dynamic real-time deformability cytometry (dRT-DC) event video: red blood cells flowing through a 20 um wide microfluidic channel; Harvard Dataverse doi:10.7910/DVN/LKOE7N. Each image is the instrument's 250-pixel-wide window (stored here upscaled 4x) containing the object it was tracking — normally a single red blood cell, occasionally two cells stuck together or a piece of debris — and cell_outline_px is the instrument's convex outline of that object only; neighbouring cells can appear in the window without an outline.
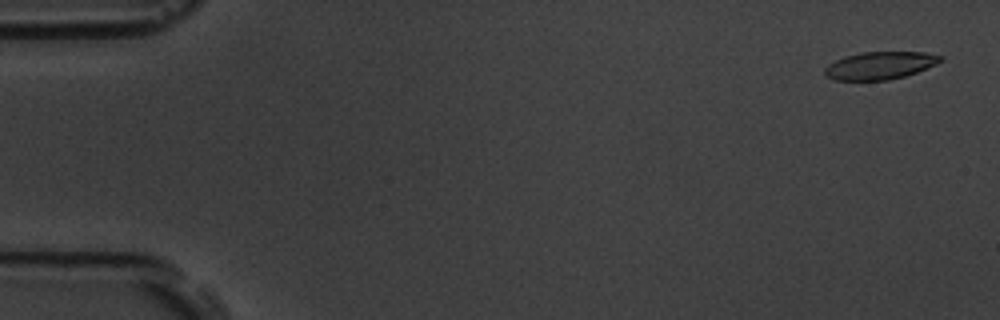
{"species": "common noctule bat (a hibernating species)", "species_latin": "Nyctalus noctula", "temperature_condition": "room temperature", "stored_images_in_passage": 54, "camera_frame_rate_fps": 3000, "um_per_image_px": 0.085, "animal": {"sex": "male", "body_mass_g": 19.5, "forearm_length_mm": 54.6}, "frame": {"image": 1, "passage_image": 2, "time_ms": 0.333, "image_size_px": [1000, 320], "cell_outline_px": [[944, 60], [936, 64], [916, 72], [904, 76], [888, 80], [836, 80], [828, 76], [824, 72], [824, 68], [828, 64], [844, 56], [860, 52], [924, 52], [944, 56]], "centroid_in_image_um": [74.81, 5.55], "position_along_channel_um": 10.2, "area_um2": 18.61}}
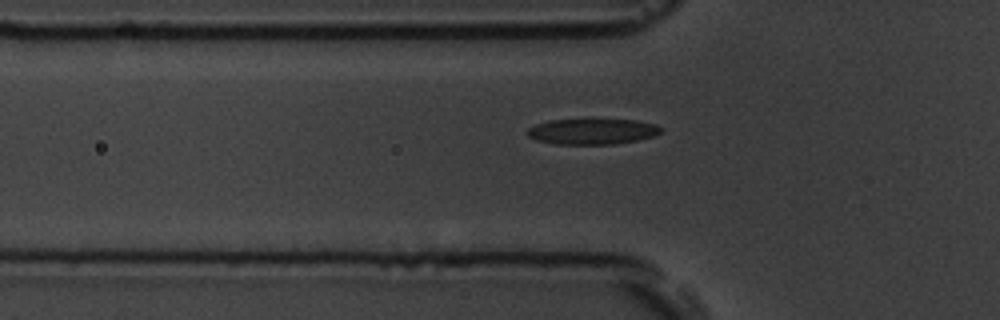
{"frame": {"image": 2, "passage_image": 18, "time_ms": 5.667, "image_size_px": [1000, 320], "cell_outline_px": [[664, 128], [656, 136], [616, 144], [556, 144], [536, 140], [528, 136], [524, 132], [528, 128], [536, 124], [548, 120], [636, 120], [656, 124]], "centroid_in_image_um": [50.34, 11.18], "position_along_channel_um": 75.5, "area_um2": 20.06}}
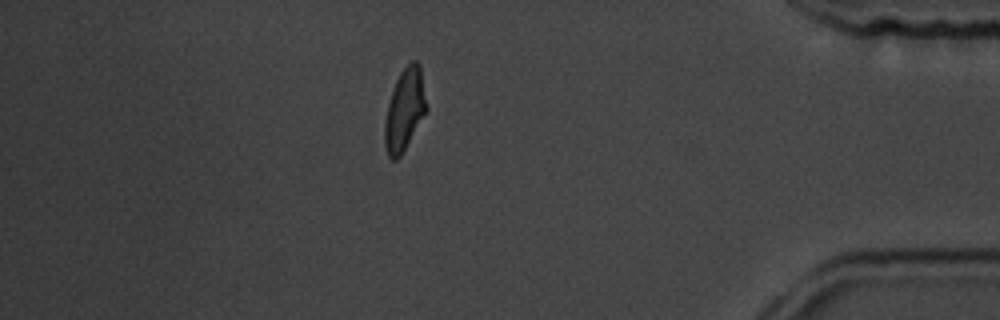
{"frame": {"image": 3, "passage_image": 47, "time_ms": 15.333, "image_size_px": [1000, 320], "cell_outline_px": [[428, 108], [400, 156], [396, 160], [392, 160], [388, 156], [384, 144], [384, 124], [388, 104], [396, 80], [400, 72], [412, 60], [416, 60], [420, 64]], "centroid_in_image_um": [34.39, 9.31], "position_along_channel_um": 400.8, "area_um2": 19.77}, "authors_computed_cell_mechanics": {"area_um2": 20.0277, "velocity_mm_per_s": 3.7692, "shape_relaxation_time_tau1_ms": 2.7988, "shape_relaxation_time_tau2_ms": 2.8058, "deformation_change_tau1": 0.1383, "deformation_change_tau2": 0.0877}}